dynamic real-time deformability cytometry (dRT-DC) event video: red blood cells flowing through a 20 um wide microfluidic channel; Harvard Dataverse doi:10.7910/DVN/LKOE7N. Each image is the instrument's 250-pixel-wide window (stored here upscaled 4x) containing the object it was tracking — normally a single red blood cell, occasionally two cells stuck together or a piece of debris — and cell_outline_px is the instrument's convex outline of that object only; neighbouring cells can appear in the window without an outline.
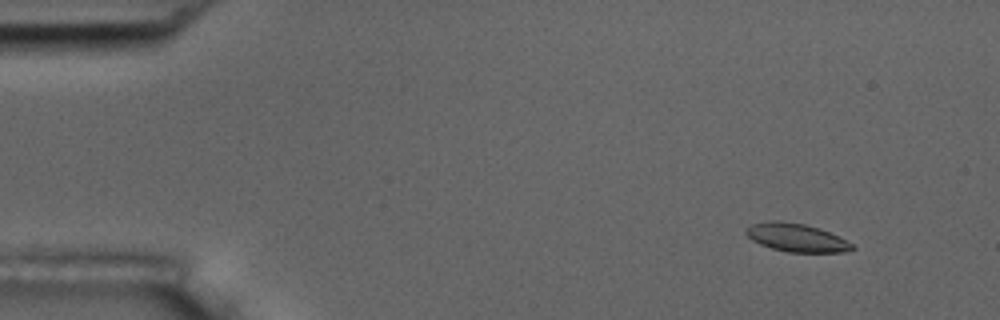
{"species": "common noctule bat (a hibernating species)", "species_latin": "Nyctalus noctula", "temperature_condition": "room temperature", "stored_images_in_passage": 55, "camera_frame_rate_fps": 3000, "um_per_image_px": 0.085, "animal": {"sex": "male", "body_mass_g": 17.5, "forearm_length_mm": 52.3}, "frame": {"image": 1, "passage_image": 6, "time_ms": 1.667, "image_size_px": [1000, 320], "cell_outline_px": [[856, 248], [844, 252], [788, 252], [772, 248], [760, 244], [752, 240], [744, 232], [752, 224], [772, 220], [780, 220], [804, 224], [820, 228], [852, 244]], "centroid_in_image_um": [67.67, 20.19], "position_along_channel_um": 17.3, "area_um2": 17.22}}
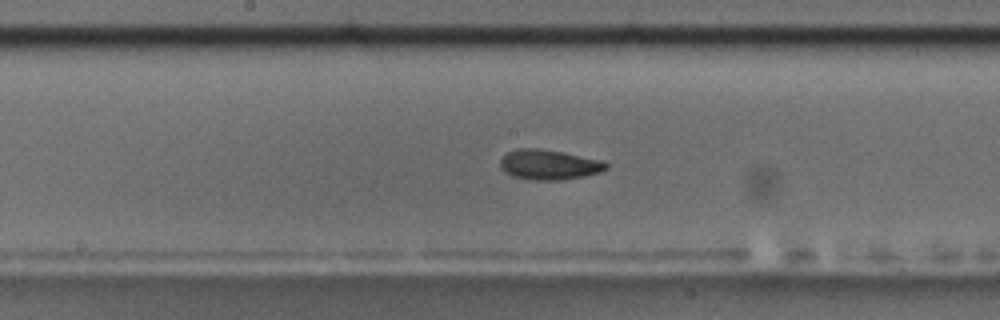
{"frame": {"image": 2, "passage_image": 29, "time_ms": 9.333, "image_size_px": [1000, 320], "cell_outline_px": [[608, 168], [600, 172], [584, 176], [560, 180], [532, 180], [512, 176], [504, 172], [500, 168], [500, 160], [508, 152], [516, 148], [540, 148], [564, 152], [604, 160], [608, 164]], "centroid_in_image_um": [46.67, 13.99], "position_along_channel_um": 201.5, "area_um2": 18.79}}
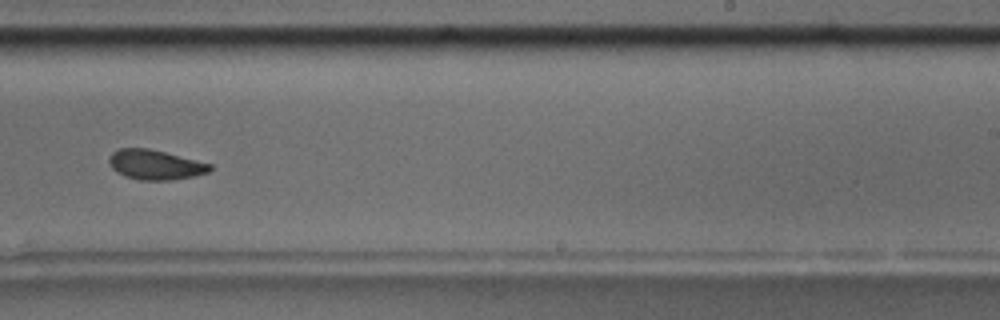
{"frame": {"image": 3, "passage_image": 35, "time_ms": 11.333, "image_size_px": [1000, 320], "cell_outline_px": [[212, 168], [208, 172], [192, 176], [168, 180], [140, 180], [124, 176], [116, 172], [112, 168], [108, 160], [112, 152], [120, 148], [148, 148], [212, 164]], "centroid_in_image_um": [13.16, 14.0], "position_along_channel_um": 275.8, "area_um2": 17.34}, "authors_computed_cell_mechanics": {"area_um2": 17.8602, "velocity_mm_per_s": 3.7246, "shape_relaxation_time_tau1_ms": null, "shape_relaxation_time_tau2_ms": 4.852, "deformation_change_tau1": null, "deformation_change_tau2": 0.1025}}